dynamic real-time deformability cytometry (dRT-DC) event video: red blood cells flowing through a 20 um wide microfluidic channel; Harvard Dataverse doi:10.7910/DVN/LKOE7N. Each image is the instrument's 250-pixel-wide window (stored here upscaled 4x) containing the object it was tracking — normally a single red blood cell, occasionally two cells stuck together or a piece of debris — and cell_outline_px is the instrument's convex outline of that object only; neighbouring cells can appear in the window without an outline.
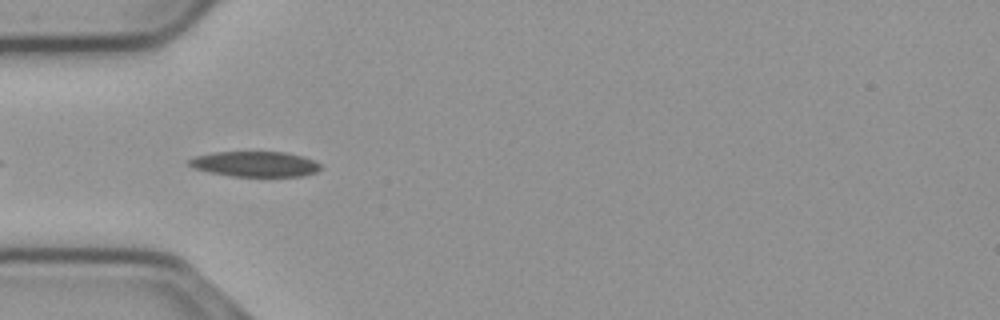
{"species": "common noctule bat (a hibernating species)", "species_latin": "Nyctalus noctula", "temperature_condition": "cold", "stored_images_in_passage": 7, "camera_frame_rate_fps": 3000, "um_per_image_px": 0.085, "animal": {"sex": "male", "body_mass_g": 23.1, "forearm_length_mm": 52.7}, "frame": {"image": 1, "passage_image": 3, "time_ms": 0.667, "image_size_px": [1000, 320], "cell_outline_px": [[320, 168], [316, 172], [304, 176], [232, 176], [208, 172], [192, 168], [184, 164], [188, 160], [196, 156], [216, 152], [284, 152], [300, 156], [312, 160], [320, 164]], "centroid_in_image_um": [21.61, 13.95], "position_along_channel_um": 63.4, "area_um2": 19.36}}
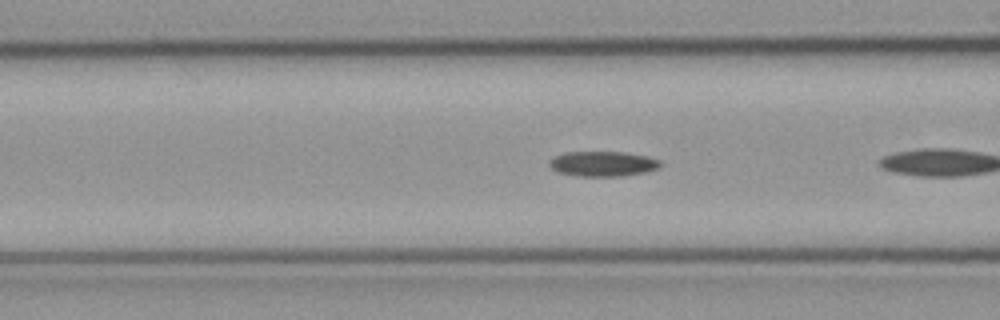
{"frame": {"image": 2, "passage_image": 5, "time_ms": 1.333, "image_size_px": [1000, 320], "cell_outline_px": [[664, 164], [660, 168], [644, 172], [624, 176], [576, 176], [556, 172], [548, 164], [548, 160], [552, 156], [564, 152], [620, 152], [648, 156], [660, 160]], "centroid_in_image_um": [51.22, 13.92], "position_along_channel_um": 115.4, "area_um2": 16.53}}